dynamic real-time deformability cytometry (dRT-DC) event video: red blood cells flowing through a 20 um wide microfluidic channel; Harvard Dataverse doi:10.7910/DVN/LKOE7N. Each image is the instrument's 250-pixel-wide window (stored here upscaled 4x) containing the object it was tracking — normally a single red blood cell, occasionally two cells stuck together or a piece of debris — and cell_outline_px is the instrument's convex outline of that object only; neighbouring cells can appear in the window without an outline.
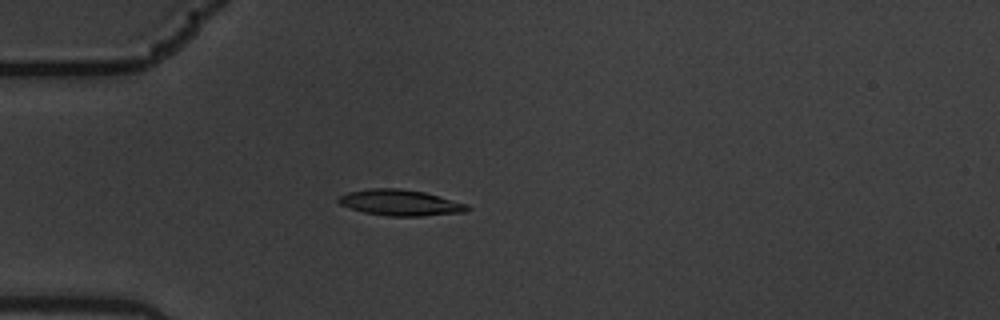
{"species": "common noctule bat (a hibernating species)", "species_latin": "Nyctalus noctula", "temperature_condition": "warm", "stored_images_in_passage": 8, "camera_frame_rate_fps": 3000, "um_per_image_px": 0.085, "animal": {"sex": "male", "body_mass_g": 19.5, "forearm_length_mm": 54.6}, "frame": {"image": 1, "passage_image": 5, "time_ms": 1.333, "image_size_px": [1000, 320], "cell_outline_px": [[472, 208], [464, 212], [420, 216], [388, 216], [364, 212], [340, 204], [336, 200], [340, 196], [348, 192], [368, 188], [400, 188], [424, 192], [468, 204]], "centroid_in_image_um": [34.03, 17.22], "position_along_channel_um": 51.0, "area_um2": 19.42}}
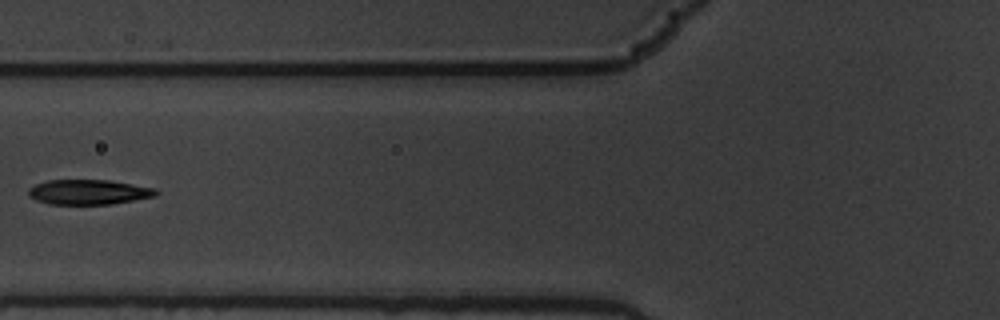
{"frame": {"image": 2, "passage_image": 7, "time_ms": 2.0, "image_size_px": [1000, 320], "cell_outline_px": [[160, 192], [156, 196], [112, 204], [48, 204], [36, 200], [28, 196], [28, 188], [36, 184], [48, 180], [108, 180], [156, 188]], "centroid_in_image_um": [7.54, 16.32], "position_along_channel_um": 118.3, "area_um2": 18.61}}
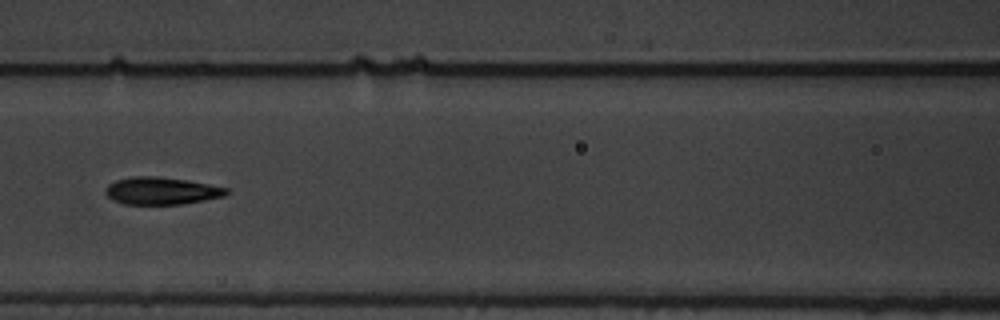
{"frame": {"image": 3, "passage_image": 8, "time_ms": 2.333, "image_size_px": [1000, 320], "cell_outline_px": [[228, 192], [224, 196], [184, 204], [124, 204], [112, 200], [104, 192], [104, 188], [108, 184], [116, 180], [132, 176], [156, 176], [188, 180], [228, 188]], "centroid_in_image_um": [13.69, 16.22], "position_along_channel_um": 152.9, "area_um2": 19.36}}